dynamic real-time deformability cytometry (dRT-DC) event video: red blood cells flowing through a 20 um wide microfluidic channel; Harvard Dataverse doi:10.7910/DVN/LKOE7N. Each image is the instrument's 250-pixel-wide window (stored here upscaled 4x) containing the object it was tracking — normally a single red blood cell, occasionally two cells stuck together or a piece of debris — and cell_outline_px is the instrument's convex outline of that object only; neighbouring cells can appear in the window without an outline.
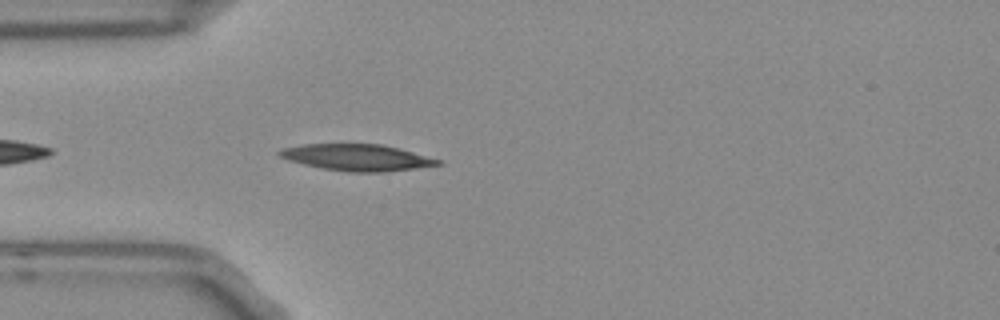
{"species": "Egyptian fruit bat (a non-hibernating species)", "species_latin": "Rousettus aegyptiacus", "temperature_condition": "room temperature", "stored_images_in_passage": 7, "camera_frame_rate_fps": 3000, "um_per_image_px": 0.085, "frame": {"image": 1, "passage_image": 3, "time_ms": 0.667, "image_size_px": [1000, 320], "cell_outline_px": [[444, 164], [416, 168], [384, 172], [348, 172], [324, 168], [304, 164], [288, 160], [280, 156], [276, 152], [284, 148], [304, 144], [380, 144], [400, 148], [440, 160]], "centroid_in_image_um": [30.36, 13.38], "position_along_channel_um": 54.6, "area_um2": 24.28}}